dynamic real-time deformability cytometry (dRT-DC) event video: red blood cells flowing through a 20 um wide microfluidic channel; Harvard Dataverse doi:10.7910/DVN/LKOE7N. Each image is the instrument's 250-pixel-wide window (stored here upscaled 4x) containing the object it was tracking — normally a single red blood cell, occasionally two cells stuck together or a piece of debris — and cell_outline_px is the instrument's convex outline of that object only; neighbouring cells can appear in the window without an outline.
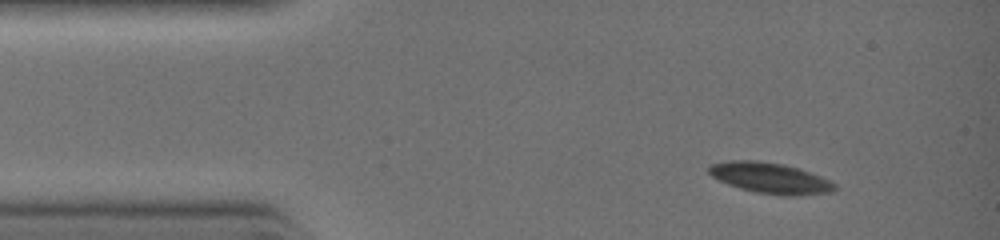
{"species": "common noctule bat (a hibernating species)", "species_latin": "Nyctalus noctula", "temperature_condition": "warm", "stored_images_in_passage": 28, "camera_frame_rate_fps": 3000, "um_per_image_px": 0.085, "animal": {"sex": "female", "body_mass_g": 19.0, "forearm_length_mm": 51.5}, "frame": {"image": 1, "passage_image": 1, "time_ms": 0.0, "image_size_px": [1000, 240], "cell_outline_px": [[836, 188], [832, 192], [792, 196], [784, 196], [756, 192], [740, 188], [728, 184], [712, 176], [708, 172], [708, 168], [712, 164], [728, 160], [756, 160], [784, 164], [820, 176], [836, 184]], "centroid_in_image_um": [65.46, 15.13], "position_along_channel_um": 19.5, "area_um2": 22.37}}
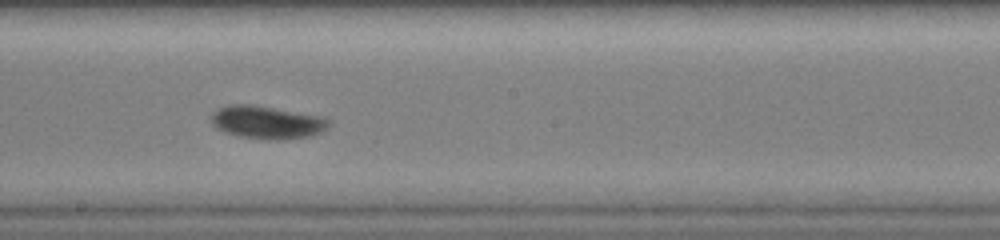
{"frame": {"image": 2, "passage_image": 15, "time_ms": 4.667, "image_size_px": [1000, 240], "cell_outline_px": [[332, 124], [328, 128], [312, 136], [284, 140], [272, 140], [240, 136], [224, 132], [216, 128], [212, 124], [212, 112], [228, 104], [256, 104], [324, 116], [332, 120]], "centroid_in_image_um": [22.77, 10.38], "position_along_channel_um": 225.4, "area_um2": 23.12}}
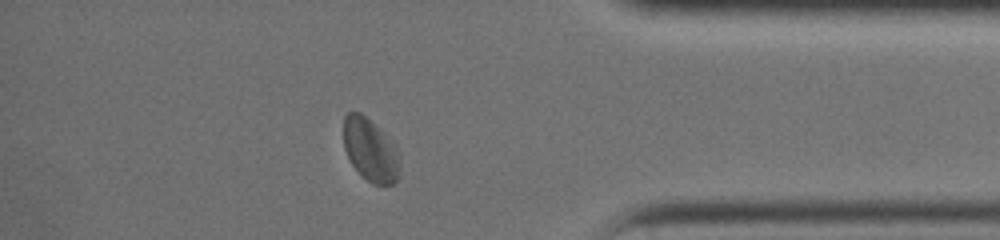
{"frame": {"image": 3, "passage_image": 25, "time_ms": 8.0, "image_size_px": [1000, 240], "cell_outline_px": [[396, 180], [392, 184], [372, 184], [352, 164], [344, 148], [344, 116], [348, 112], [360, 112], [396, 144]], "centroid_in_image_um": [31.43, 12.7], "position_along_channel_um": 403.8, "area_um2": 19.71}}